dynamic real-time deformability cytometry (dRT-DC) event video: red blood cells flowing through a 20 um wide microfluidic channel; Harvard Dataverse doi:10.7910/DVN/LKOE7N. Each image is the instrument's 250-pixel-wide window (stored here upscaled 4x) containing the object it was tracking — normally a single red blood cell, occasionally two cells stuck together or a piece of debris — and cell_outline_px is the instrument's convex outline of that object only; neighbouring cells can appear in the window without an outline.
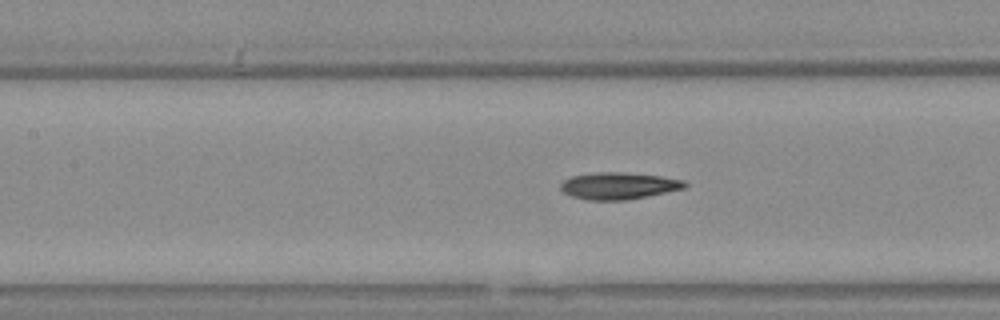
{"species": "Egyptian fruit bat (a non-hibernating species)", "species_latin": "Rousettus aegyptiacus", "temperature_condition": "warm", "stored_images_in_passage": 45, "camera_frame_rate_fps": 3000, "um_per_image_px": 0.085, "animal": {"sex": "female"}, "frame": {"image": 1, "passage_image": 14, "time_ms": 4.333, "image_size_px": [1000, 320], "cell_outline_px": [[688, 184], [684, 188], [628, 200], [588, 200], [572, 196], [564, 192], [560, 188], [560, 184], [568, 176], [596, 172], [620, 172], [660, 176], [684, 180]], "centroid_in_image_um": [52.55, 15.79], "position_along_channel_um": 154.9, "area_um2": 19.42}, "authors_computed_cell_mechanics": {"area_um2": 19.0162, "velocity_mm_per_s": 3.7664, "shape_relaxation_time_tau1_ms": 8.1356, "shape_relaxation_time_tau2_ms": 3.3598, "deformation_change_tau1": 0.2123, "deformation_change_tau2": 0.115}}